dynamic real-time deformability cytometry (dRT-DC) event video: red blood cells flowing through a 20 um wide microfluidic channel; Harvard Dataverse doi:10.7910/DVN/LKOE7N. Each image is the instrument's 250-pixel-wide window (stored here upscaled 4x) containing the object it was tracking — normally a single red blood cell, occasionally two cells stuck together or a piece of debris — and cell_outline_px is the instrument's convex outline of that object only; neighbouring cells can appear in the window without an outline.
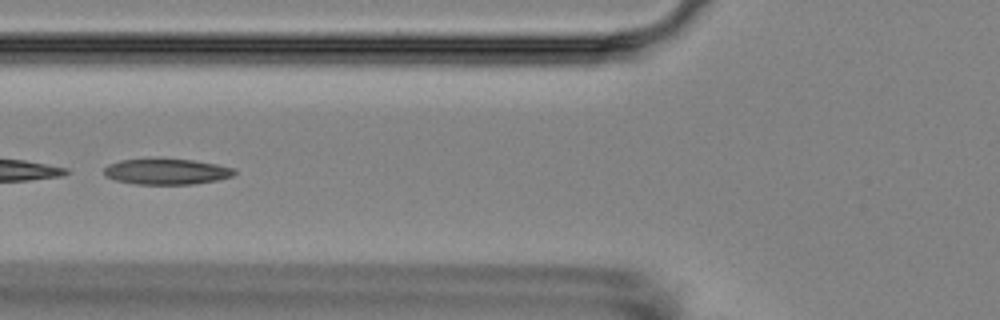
{"species": "Egyptian fruit bat (a non-hibernating species)", "species_latin": "Rousettus aegyptiacus", "temperature_condition": "room temperature", "stored_images_in_passage": 8, "camera_frame_rate_fps": 3000, "um_per_image_px": 0.085, "animal": {"sex": "female"}, "frame": {"image": 1, "passage_image": 4, "time_ms": 3.333, "image_size_px": [1000, 320], "cell_outline_px": [[236, 172], [232, 176], [220, 180], [192, 184], [136, 184], [116, 180], [104, 176], [104, 168], [108, 164], [120, 160], [192, 160], [216, 164], [236, 168]], "centroid_in_image_um": [14.18, 14.6], "position_along_channel_um": 111.6, "area_um2": 19.31}}
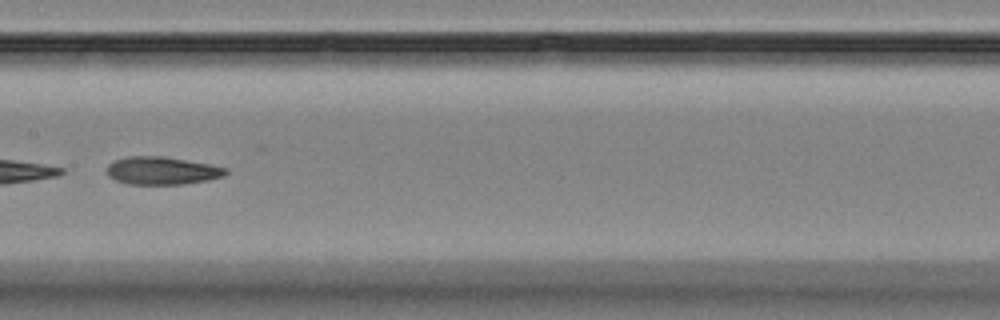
{"frame": {"image": 2, "passage_image": 6, "time_ms": 5.667, "image_size_px": [1000, 320], "cell_outline_px": [[228, 172], [224, 176], [208, 180], [184, 184], [128, 184], [116, 180], [108, 176], [108, 164], [112, 160], [128, 156], [160, 156], [208, 164], [228, 168]], "centroid_in_image_um": [13.75, 14.51], "position_along_channel_um": 193.6, "area_um2": 19.19}}
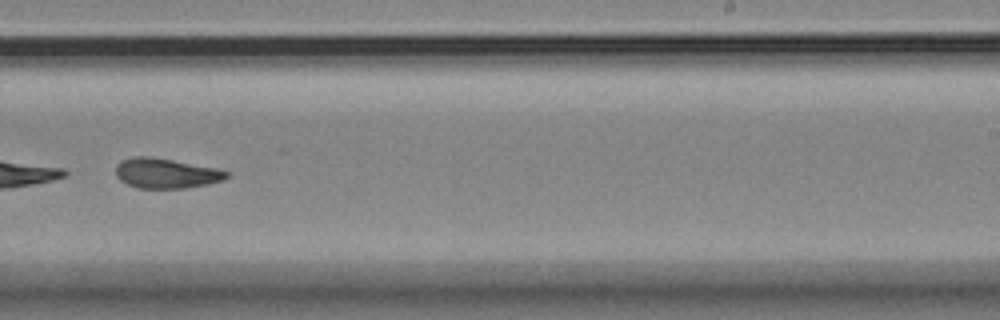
{"frame": {"image": 3, "passage_image": 8, "time_ms": 8.0, "image_size_px": [1000, 320], "cell_outline_px": [[228, 176], [224, 180], [208, 184], [184, 188], [140, 188], [128, 184], [120, 180], [116, 176], [116, 168], [124, 160], [132, 156], [148, 156], [172, 160], [216, 168], [228, 172]], "centroid_in_image_um": [14.13, 14.73], "position_along_channel_um": 274.9, "area_um2": 19.07}}